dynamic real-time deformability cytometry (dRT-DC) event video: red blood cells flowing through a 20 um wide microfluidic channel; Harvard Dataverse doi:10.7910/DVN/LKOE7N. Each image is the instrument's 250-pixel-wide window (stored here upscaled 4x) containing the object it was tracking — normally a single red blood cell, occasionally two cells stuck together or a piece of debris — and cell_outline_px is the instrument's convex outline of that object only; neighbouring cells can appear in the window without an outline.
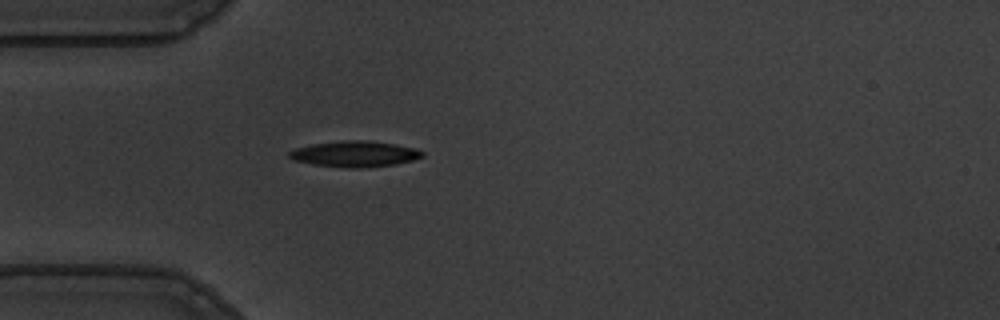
{"species": "common noctule bat (a hibernating species)", "species_latin": "Nyctalus noctula", "temperature_condition": "warm", "stored_images_in_passage": 40, "camera_frame_rate_fps": 3000, "um_per_image_px": 0.085, "animal": {"sex": "male", "body_mass_g": 19.5, "forearm_length_mm": 54.6}, "frame": {"image": 1, "passage_image": 1, "time_ms": 0.0, "image_size_px": [1000, 320], "cell_outline_px": [[424, 156], [412, 160], [396, 164], [360, 168], [348, 168], [312, 164], [292, 160], [288, 156], [288, 152], [296, 148], [312, 144], [344, 140], [364, 140], [396, 144], [416, 148], [424, 152]], "centroid_in_image_um": [30.16, 13.08], "position_along_channel_um": 54.8, "area_um2": 20.11}}
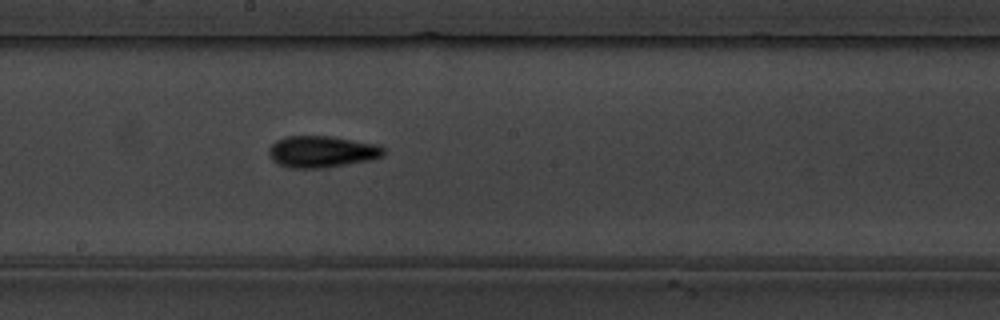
{"frame": {"image": 2, "passage_image": 15, "time_ms": 4.667, "image_size_px": [1000, 320], "cell_outline_px": [[384, 156], [372, 160], [320, 168], [288, 168], [272, 160], [268, 152], [268, 148], [276, 140], [284, 136], [332, 136], [376, 144], [384, 148]], "centroid_in_image_um": [27.34, 12.89], "position_along_channel_um": 220.9, "area_um2": 21.21}}
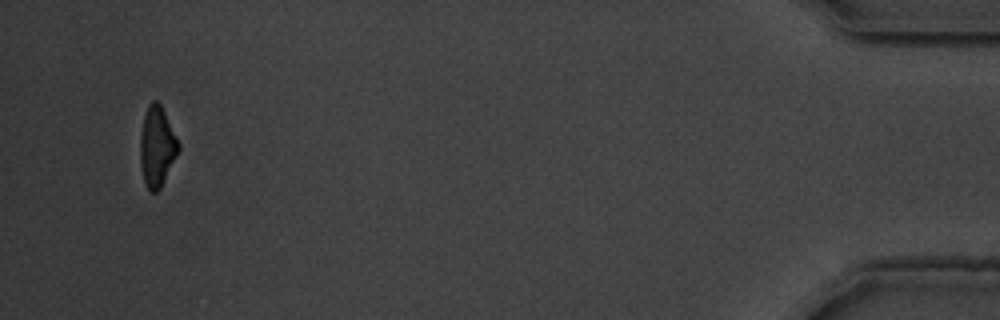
{"frame": {"image": 3, "passage_image": 38, "time_ms": 12.333, "image_size_px": [1000, 320], "cell_outline_px": [[180, 148], [160, 188], [156, 192], [148, 192], [144, 180], [140, 164], [140, 136], [144, 116], [148, 104], [152, 100], [156, 100], [160, 104], [180, 144]], "centroid_in_image_um": [13.33, 12.46], "position_along_channel_um": 421.9, "area_um2": 17.69}, "authors_computed_cell_mechanics": {"area_um2": 19.7965, "velocity_mm_per_s": 3.6691, "shape_relaxation_time_tau1_ms": 4.5655, "shape_relaxation_time_tau2_ms": 4.1569, "deformation_change_tau1": 0.1722, "deformation_change_tau2": 0.1201}}